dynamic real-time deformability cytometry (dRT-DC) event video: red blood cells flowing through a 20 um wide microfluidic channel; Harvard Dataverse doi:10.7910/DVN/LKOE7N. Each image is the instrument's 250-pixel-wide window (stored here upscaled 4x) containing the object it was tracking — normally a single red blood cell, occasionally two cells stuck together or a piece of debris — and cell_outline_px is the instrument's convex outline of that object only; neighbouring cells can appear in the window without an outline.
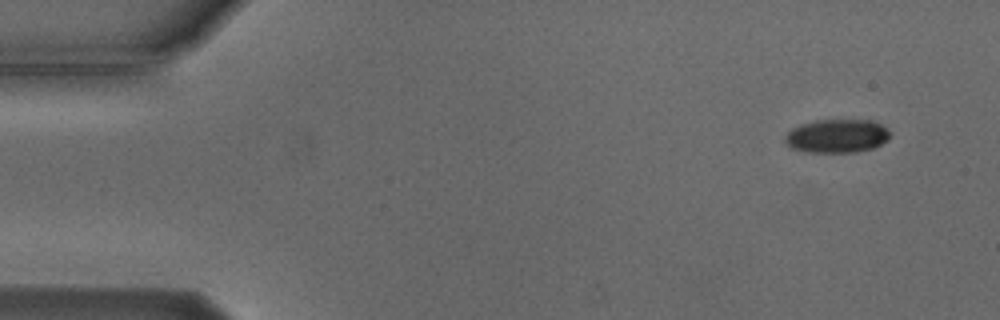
{"species": "Egyptian fruit bat (a non-hibernating species)", "species_latin": "Rousettus aegyptiacus", "temperature_condition": "cold", "stored_images_in_passage": 5, "camera_frame_rate_fps": 3000, "um_per_image_px": 0.085, "animal": {"sex": "male"}, "frame": {"image": 1, "passage_image": 1, "time_ms": 0.0, "image_size_px": [1000, 320], "cell_outline_px": [[888, 140], [872, 148], [856, 152], [808, 152], [792, 148], [784, 140], [784, 136], [792, 128], [800, 124], [816, 120], [872, 120], [888, 128]], "centroid_in_image_um": [71.12, 11.55], "position_along_channel_um": 13.9, "area_um2": 20.46}}